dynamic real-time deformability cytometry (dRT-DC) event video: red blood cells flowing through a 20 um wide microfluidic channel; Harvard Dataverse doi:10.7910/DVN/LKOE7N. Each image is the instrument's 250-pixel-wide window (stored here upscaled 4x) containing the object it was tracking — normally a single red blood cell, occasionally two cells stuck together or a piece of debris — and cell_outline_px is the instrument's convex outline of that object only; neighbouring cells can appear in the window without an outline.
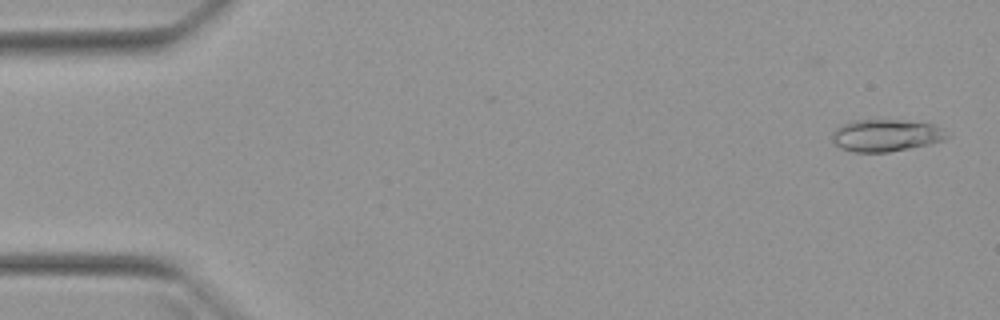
{"species": "Egyptian fruit bat (a non-hibernating species)", "species_latin": "Rousettus aegyptiacus", "temperature_condition": "warm", "stored_images_in_passage": 7, "camera_frame_rate_fps": 3000, "um_per_image_px": 0.085, "animal": {"sex": "female"}, "frame": {"image": 1, "passage_image": 2, "time_ms": 0.333, "image_size_px": [1000, 320], "cell_outline_px": [[952, 136], [944, 140], [928, 144], [888, 152], [856, 152], [840, 148], [832, 140], [832, 132], [836, 128], [852, 120], [904, 120], [932, 124], [940, 128]], "centroid_in_image_um": [75.3, 11.5], "position_along_channel_um": 9.7, "area_um2": 21.39}}